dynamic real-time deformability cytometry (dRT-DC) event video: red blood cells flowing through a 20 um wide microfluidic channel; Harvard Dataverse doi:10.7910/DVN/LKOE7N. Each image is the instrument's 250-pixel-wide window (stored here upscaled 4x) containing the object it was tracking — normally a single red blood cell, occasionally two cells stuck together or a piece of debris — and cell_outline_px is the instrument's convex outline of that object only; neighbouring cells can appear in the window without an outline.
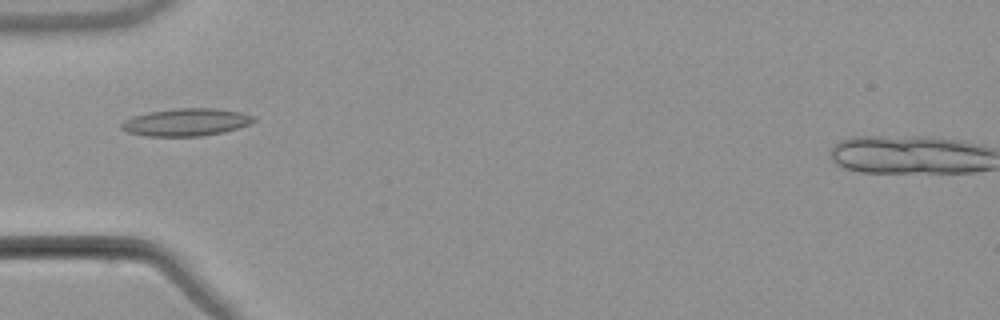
{"species": "common noctule bat (a hibernating species)", "species_latin": "Nyctalus noctula", "temperature_condition": "warm", "stored_images_in_passage": 4, "camera_frame_rate_fps": 3000, "um_per_image_px": 0.085, "animal": {"sex": "male", "body_mass_g": 21.5, "forearm_length_mm": 52.0}, "frame": {"image": 1, "passage_image": 2, "time_ms": 1.333, "image_size_px": [1000, 320], "cell_outline_px": [[256, 120], [248, 124], [224, 132], [200, 136], [144, 136], [128, 132], [120, 128], [120, 124], [124, 120], [132, 116], [148, 112], [176, 108], [216, 108], [240, 112], [256, 116]], "centroid_in_image_um": [15.8, 10.38], "position_along_channel_um": 69.2, "area_um2": 21.27}}
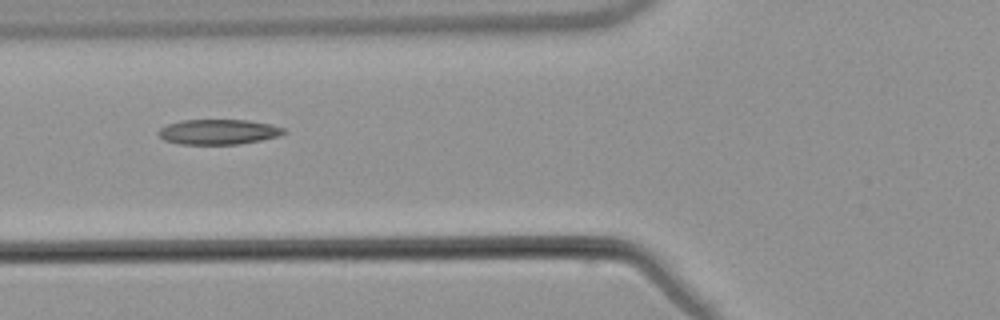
{"frame": {"image": 2, "passage_image": 3, "time_ms": 2.333, "image_size_px": [1000, 320], "cell_outline_px": [[288, 132], [280, 136], [240, 144], [180, 144], [164, 140], [156, 132], [160, 128], [168, 124], [180, 120], [248, 120], [272, 124], [284, 128]], "centroid_in_image_um": [18.59, 11.2], "position_along_channel_um": 107.2, "area_um2": 18.5}}
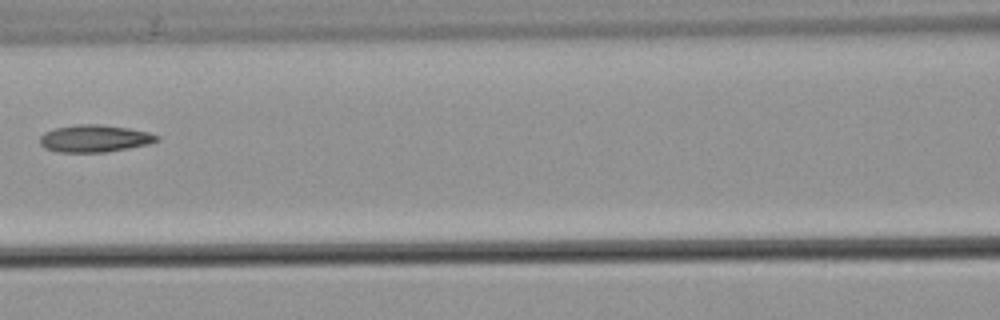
{"frame": {"image": 3, "passage_image": 4, "time_ms": 3.667, "image_size_px": [1000, 320], "cell_outline_px": [[160, 140], [148, 144], [128, 148], [104, 152], [56, 152], [44, 148], [40, 144], [40, 136], [44, 132], [56, 128], [76, 124], [100, 124], [128, 128], [148, 132], [160, 136]], "centroid_in_image_um": [8.03, 11.77], "position_along_channel_um": 158.6, "area_um2": 18.61}}